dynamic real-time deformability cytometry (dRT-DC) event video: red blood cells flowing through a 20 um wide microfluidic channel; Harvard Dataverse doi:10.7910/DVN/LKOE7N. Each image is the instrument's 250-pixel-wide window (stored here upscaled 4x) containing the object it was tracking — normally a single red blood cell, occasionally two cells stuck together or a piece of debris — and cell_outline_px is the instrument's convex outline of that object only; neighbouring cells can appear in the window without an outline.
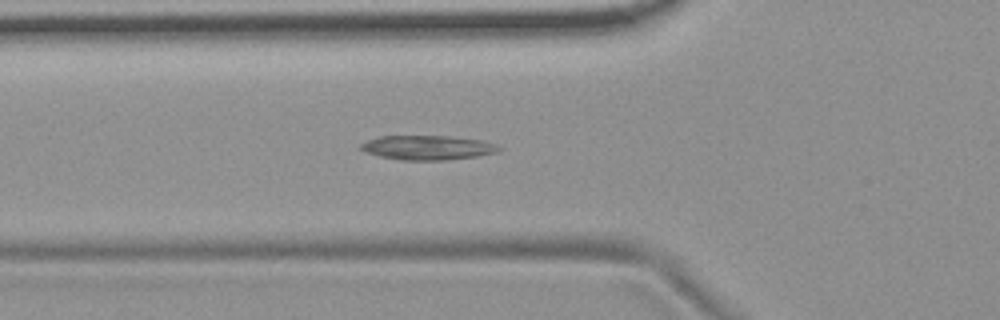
{"species": "common noctule bat (a hibernating species)", "species_latin": "Nyctalus noctula", "temperature_condition": "room temperature", "stored_images_in_passage": 52, "camera_frame_rate_fps": 3000, "um_per_image_px": 0.085, "animal": {"sex": "female", "body_mass_g": 19.9}, "frame": {"image": 1, "passage_image": 17, "time_ms": 5.333, "image_size_px": [1000, 320], "cell_outline_px": [[504, 148], [500, 152], [476, 156], [444, 160], [400, 160], [380, 156], [356, 148], [360, 144], [368, 140], [380, 136], [452, 136], [480, 140], [496, 144]], "centroid_in_image_um": [36.37, 12.54], "position_along_channel_um": 89.4, "area_um2": 19.71}}
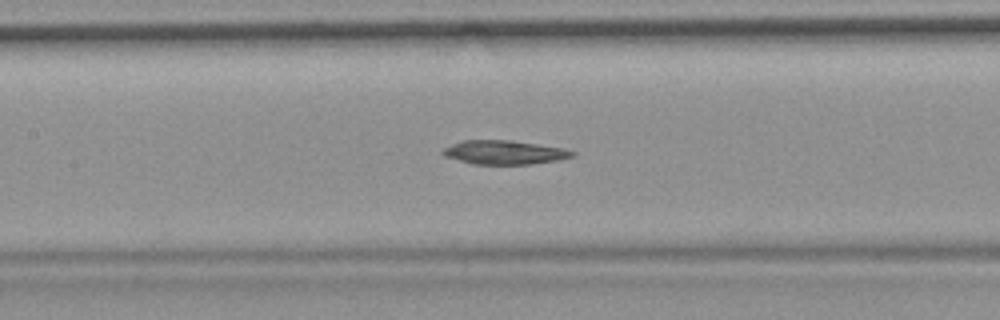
{"frame": {"image": 2, "passage_image": 23, "time_ms": 7.333, "image_size_px": [1000, 320], "cell_outline_px": [[576, 156], [560, 160], [532, 164], [472, 164], [444, 156], [440, 152], [444, 148], [452, 144], [464, 140], [508, 140], [564, 148], [576, 152]], "centroid_in_image_um": [42.89, 12.96], "position_along_channel_um": 164.5, "area_um2": 18.09}}
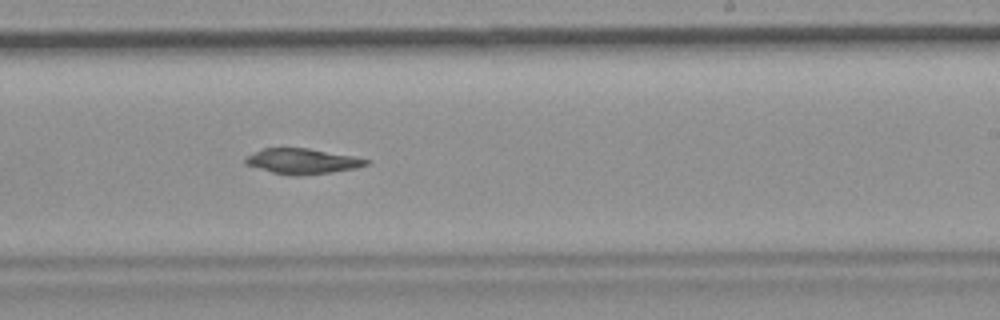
{"frame": {"image": 3, "passage_image": 31, "time_ms": 10.0, "image_size_px": [1000, 320], "cell_outline_px": [[368, 164], [356, 168], [332, 172], [296, 176], [288, 176], [272, 172], [244, 164], [244, 156], [264, 148], [308, 148], [352, 156], [368, 160]], "centroid_in_image_um": [25.63, 13.71], "position_along_channel_um": 263.4, "area_um2": 17.8}, "authors_computed_cell_mechanics": {"area_um2": 18.9006, "velocity_mm_per_s": 3.733, "shape_relaxation_time_tau1_ms": null, "shape_relaxation_time_tau2_ms": 1.8464, "deformation_change_tau1": null, "deformation_change_tau2": 0.0244}}